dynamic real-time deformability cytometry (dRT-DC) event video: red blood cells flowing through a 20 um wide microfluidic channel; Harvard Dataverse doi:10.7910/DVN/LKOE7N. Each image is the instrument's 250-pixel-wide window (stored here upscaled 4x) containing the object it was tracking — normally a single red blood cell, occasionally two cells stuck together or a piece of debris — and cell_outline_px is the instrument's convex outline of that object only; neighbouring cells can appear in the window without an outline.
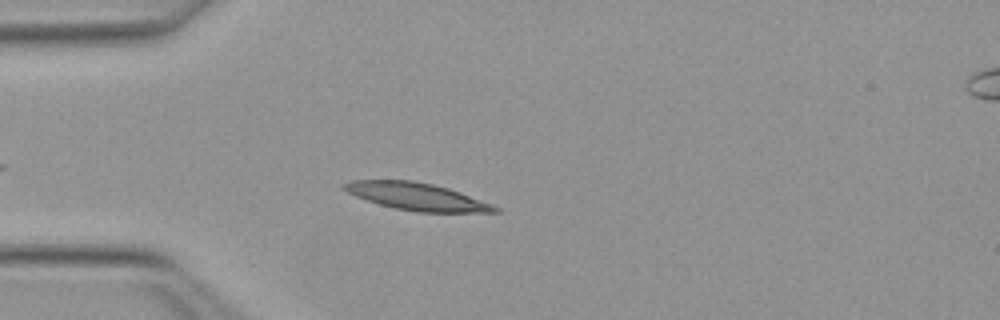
{"species": "Egyptian fruit bat (a non-hibernating species)", "species_latin": "Rousettus aegyptiacus", "temperature_condition": "warm", "stored_images_in_passage": 40, "camera_frame_rate_fps": 3000, "um_per_image_px": 0.085, "animal": {"sex": "female"}, "frame": {"image": 1, "passage_image": 6, "time_ms": 1.667, "image_size_px": [1000, 320], "cell_outline_px": [[504, 212], [416, 212], [392, 208], [356, 196], [340, 188], [340, 184], [352, 180], [412, 180], [432, 184], [448, 188], [460, 192], [492, 204], [500, 208]], "centroid_in_image_um": [35.42, 16.7], "position_along_channel_um": 49.6, "area_um2": 24.1}}
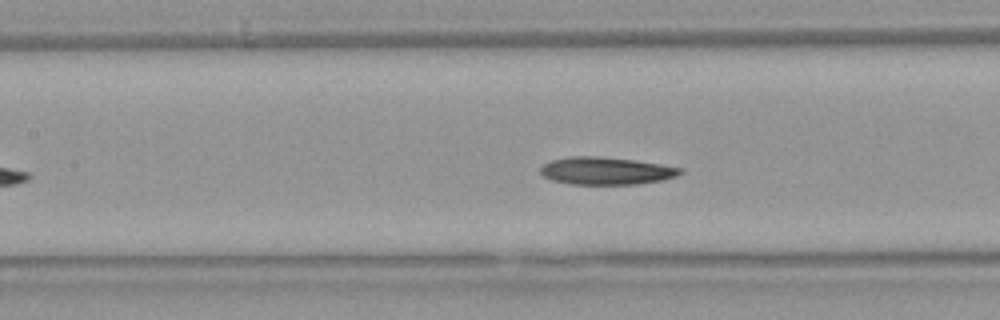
{"frame": {"image": 2, "passage_image": 15, "time_ms": 4.667, "image_size_px": [1000, 320], "cell_outline_px": [[684, 172], [676, 176], [664, 180], [636, 184], [572, 184], [552, 180], [544, 176], [540, 172], [540, 168], [544, 164], [552, 160], [568, 156], [596, 156], [636, 160], [684, 168]], "centroid_in_image_um": [51.55, 14.52], "position_along_channel_um": 155.9, "area_um2": 22.48}}
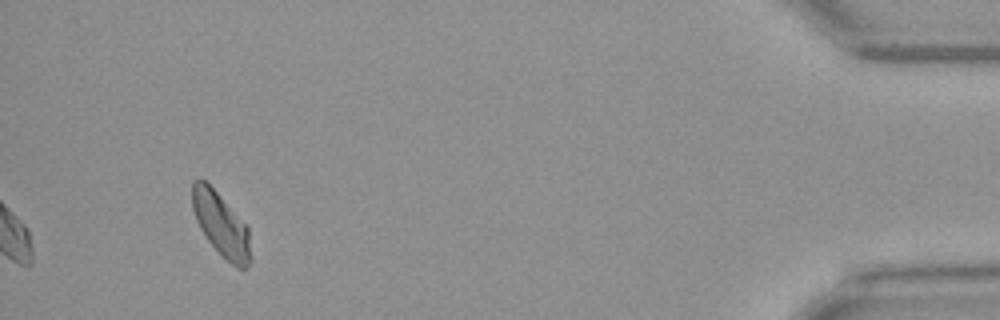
{"frame": {"image": 3, "passage_image": 40, "time_ms": 13.0, "image_size_px": [1000, 320], "cell_outline_px": [[252, 260], [248, 268], [244, 272], [232, 264], [208, 240], [200, 228], [196, 220], [192, 208], [192, 180], [200, 176], [216, 192], [248, 228]], "centroid_in_image_um": [18.79, 19.11], "position_along_channel_um": 416.4, "area_um2": 21.39}, "authors_computed_cell_mechanics": {"area_um2": 22.2241, "velocity_mm_per_s": 3.9886, "shape_relaxation_time_tau1_ms": null, "shape_relaxation_time_tau2_ms": 9.0708, "deformation_change_tau1": null, "deformation_change_tau2": 0.1746}}